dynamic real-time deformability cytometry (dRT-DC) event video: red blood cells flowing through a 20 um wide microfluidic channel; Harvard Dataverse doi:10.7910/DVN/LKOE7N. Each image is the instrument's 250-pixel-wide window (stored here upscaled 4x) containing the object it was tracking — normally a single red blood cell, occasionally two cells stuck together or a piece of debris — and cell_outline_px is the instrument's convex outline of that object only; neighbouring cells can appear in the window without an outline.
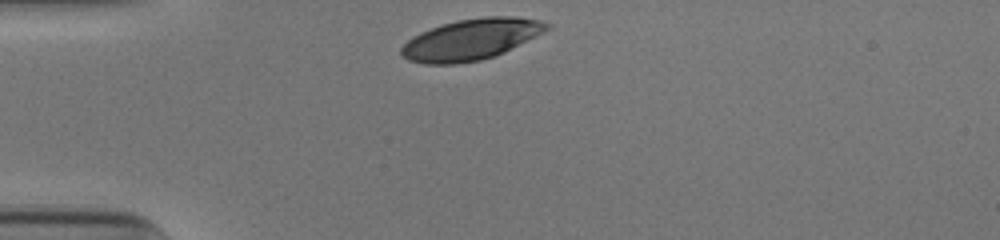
{"species": "human", "species_latin": "Homo sapiens", "temperature_condition": "cold", "stored_images_in_passage": 30, "camera_frame_rate_fps": 3000, "um_per_image_px": 0.085, "donor": {"sex": "male"}, "frame": {"image": 1, "passage_image": 1, "time_ms": 0.0, "image_size_px": [1000, 240], "cell_outline_px": [[552, 24], [548, 28], [536, 36], [496, 56], [480, 60], [456, 64], [424, 64], [408, 60], [400, 56], [400, 48], [412, 36], [420, 32], [456, 20], [484, 16], [516, 16], [540, 20]], "centroid_in_image_um": [40.01, 3.35], "position_along_channel_um": 45.0, "area_um2": 34.85}}
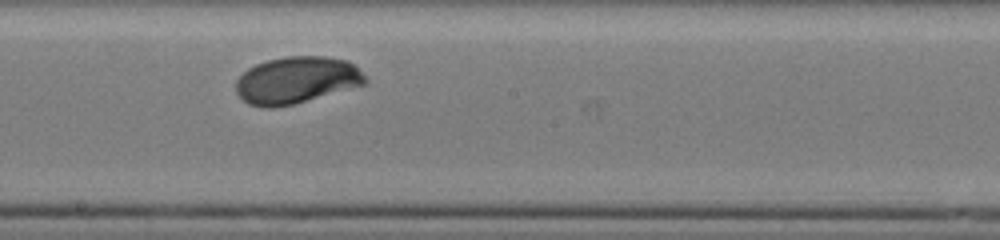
{"frame": {"image": 2, "passage_image": 17, "time_ms": 5.333, "image_size_px": [1000, 240], "cell_outline_px": [[368, 80], [364, 84], [292, 104], [272, 108], [268, 108], [248, 104], [236, 92], [236, 80], [248, 68], [256, 64], [268, 60], [288, 56], [324, 56], [348, 60]], "centroid_in_image_um": [25.16, 6.8], "position_along_channel_um": 223.0, "area_um2": 34.8}}
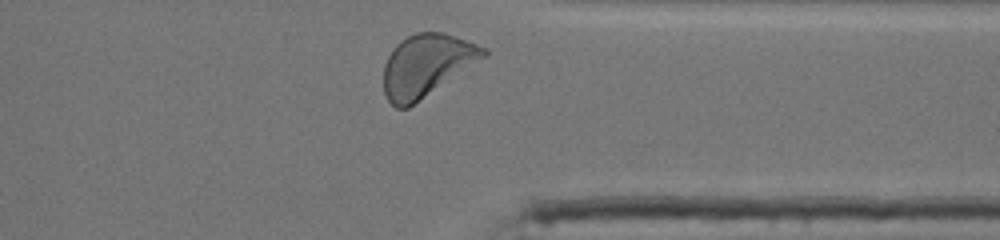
{"frame": {"image": 3, "passage_image": 29, "time_ms": 9.333, "image_size_px": [1000, 240], "cell_outline_px": [[488, 52], [484, 56], [408, 108], [396, 108], [388, 100], [384, 92], [384, 64], [392, 48], [400, 40], [416, 32], [444, 32], [456, 36], [488, 48]], "centroid_in_image_um": [36.21, 5.53], "position_along_channel_um": 375.2, "area_um2": 35.66}, "authors_computed_cell_mechanics": {"area_um2": 35.1713, "velocity_mm_per_s": 3.8445, "shape_relaxation_time_tau1_ms": 3.8472, "shape_relaxation_time_tau2_ms": null, "deformation_change_tau1": 0.1619, "deformation_change_tau2": null}}